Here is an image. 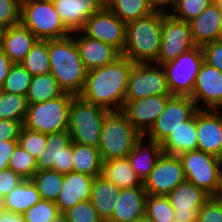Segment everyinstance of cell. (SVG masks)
<instances>
[{"mask_svg": "<svg viewBox=\"0 0 222 222\" xmlns=\"http://www.w3.org/2000/svg\"><path fill=\"white\" fill-rule=\"evenodd\" d=\"M120 191L121 189L103 176L98 175L94 178L90 201L104 222L112 217Z\"/></svg>", "mask_w": 222, "mask_h": 222, "instance_id": "4316f807", "label": "cell"}, {"mask_svg": "<svg viewBox=\"0 0 222 222\" xmlns=\"http://www.w3.org/2000/svg\"><path fill=\"white\" fill-rule=\"evenodd\" d=\"M82 32L89 38L113 46L122 54L126 42V24L107 6L87 20Z\"/></svg>", "mask_w": 222, "mask_h": 222, "instance_id": "9a60e30c", "label": "cell"}, {"mask_svg": "<svg viewBox=\"0 0 222 222\" xmlns=\"http://www.w3.org/2000/svg\"><path fill=\"white\" fill-rule=\"evenodd\" d=\"M145 216L152 222H175L174 208L167 196L147 195Z\"/></svg>", "mask_w": 222, "mask_h": 222, "instance_id": "8d00e7d4", "label": "cell"}, {"mask_svg": "<svg viewBox=\"0 0 222 222\" xmlns=\"http://www.w3.org/2000/svg\"><path fill=\"white\" fill-rule=\"evenodd\" d=\"M63 93L57 80L49 72L32 76L26 98L28 103H41L61 96Z\"/></svg>", "mask_w": 222, "mask_h": 222, "instance_id": "1f68e13d", "label": "cell"}, {"mask_svg": "<svg viewBox=\"0 0 222 222\" xmlns=\"http://www.w3.org/2000/svg\"><path fill=\"white\" fill-rule=\"evenodd\" d=\"M13 64L14 63L4 53L3 48L0 47V86H2Z\"/></svg>", "mask_w": 222, "mask_h": 222, "instance_id": "816d5d0a", "label": "cell"}, {"mask_svg": "<svg viewBox=\"0 0 222 222\" xmlns=\"http://www.w3.org/2000/svg\"><path fill=\"white\" fill-rule=\"evenodd\" d=\"M24 179L10 168L0 171V199L16 188Z\"/></svg>", "mask_w": 222, "mask_h": 222, "instance_id": "7dc6e473", "label": "cell"}, {"mask_svg": "<svg viewBox=\"0 0 222 222\" xmlns=\"http://www.w3.org/2000/svg\"><path fill=\"white\" fill-rule=\"evenodd\" d=\"M163 153L180 155L187 151L197 150L196 113L182 126L176 129L161 143Z\"/></svg>", "mask_w": 222, "mask_h": 222, "instance_id": "f1b7e54d", "label": "cell"}, {"mask_svg": "<svg viewBox=\"0 0 222 222\" xmlns=\"http://www.w3.org/2000/svg\"><path fill=\"white\" fill-rule=\"evenodd\" d=\"M22 127V121L0 119V141L17 140Z\"/></svg>", "mask_w": 222, "mask_h": 222, "instance_id": "c3c4849f", "label": "cell"}, {"mask_svg": "<svg viewBox=\"0 0 222 222\" xmlns=\"http://www.w3.org/2000/svg\"><path fill=\"white\" fill-rule=\"evenodd\" d=\"M204 62L201 46L181 54L163 66L171 95L190 96L198 72Z\"/></svg>", "mask_w": 222, "mask_h": 222, "instance_id": "ba28073f", "label": "cell"}, {"mask_svg": "<svg viewBox=\"0 0 222 222\" xmlns=\"http://www.w3.org/2000/svg\"><path fill=\"white\" fill-rule=\"evenodd\" d=\"M2 93H3V89H2V86H0V97H1Z\"/></svg>", "mask_w": 222, "mask_h": 222, "instance_id": "e7e4bbea", "label": "cell"}, {"mask_svg": "<svg viewBox=\"0 0 222 222\" xmlns=\"http://www.w3.org/2000/svg\"><path fill=\"white\" fill-rule=\"evenodd\" d=\"M148 2L153 12L170 14L178 0H148Z\"/></svg>", "mask_w": 222, "mask_h": 222, "instance_id": "f907efd6", "label": "cell"}, {"mask_svg": "<svg viewBox=\"0 0 222 222\" xmlns=\"http://www.w3.org/2000/svg\"><path fill=\"white\" fill-rule=\"evenodd\" d=\"M65 27L71 32H79L87 20L104 6L99 0H52Z\"/></svg>", "mask_w": 222, "mask_h": 222, "instance_id": "44dd1931", "label": "cell"}, {"mask_svg": "<svg viewBox=\"0 0 222 222\" xmlns=\"http://www.w3.org/2000/svg\"><path fill=\"white\" fill-rule=\"evenodd\" d=\"M49 62L52 76L64 93L79 96L84 88L87 70L80 58L72 34L48 40Z\"/></svg>", "mask_w": 222, "mask_h": 222, "instance_id": "7a4b0ae2", "label": "cell"}, {"mask_svg": "<svg viewBox=\"0 0 222 222\" xmlns=\"http://www.w3.org/2000/svg\"><path fill=\"white\" fill-rule=\"evenodd\" d=\"M216 158H217L218 164L220 165V168H221L222 167V147H221L219 153L216 155Z\"/></svg>", "mask_w": 222, "mask_h": 222, "instance_id": "6f0895ef", "label": "cell"}, {"mask_svg": "<svg viewBox=\"0 0 222 222\" xmlns=\"http://www.w3.org/2000/svg\"><path fill=\"white\" fill-rule=\"evenodd\" d=\"M134 222H152L150 219H148L146 216H143L137 220H135Z\"/></svg>", "mask_w": 222, "mask_h": 222, "instance_id": "680465c9", "label": "cell"}, {"mask_svg": "<svg viewBox=\"0 0 222 222\" xmlns=\"http://www.w3.org/2000/svg\"><path fill=\"white\" fill-rule=\"evenodd\" d=\"M31 181L37 187L41 199L56 202L63 189L64 174L55 170H43L36 172Z\"/></svg>", "mask_w": 222, "mask_h": 222, "instance_id": "d6a6232c", "label": "cell"}, {"mask_svg": "<svg viewBox=\"0 0 222 222\" xmlns=\"http://www.w3.org/2000/svg\"><path fill=\"white\" fill-rule=\"evenodd\" d=\"M167 197L174 208L175 222H197L198 211L211 198V195L185 180Z\"/></svg>", "mask_w": 222, "mask_h": 222, "instance_id": "e0dca14e", "label": "cell"}, {"mask_svg": "<svg viewBox=\"0 0 222 222\" xmlns=\"http://www.w3.org/2000/svg\"><path fill=\"white\" fill-rule=\"evenodd\" d=\"M161 47L155 64L164 65L186 53L196 45L193 42L189 22L162 13Z\"/></svg>", "mask_w": 222, "mask_h": 222, "instance_id": "7c38bea8", "label": "cell"}, {"mask_svg": "<svg viewBox=\"0 0 222 222\" xmlns=\"http://www.w3.org/2000/svg\"><path fill=\"white\" fill-rule=\"evenodd\" d=\"M2 208V202H1V199H0V209Z\"/></svg>", "mask_w": 222, "mask_h": 222, "instance_id": "03108f58", "label": "cell"}, {"mask_svg": "<svg viewBox=\"0 0 222 222\" xmlns=\"http://www.w3.org/2000/svg\"><path fill=\"white\" fill-rule=\"evenodd\" d=\"M162 13L132 20L126 24V42L122 56L133 63H155L161 47Z\"/></svg>", "mask_w": 222, "mask_h": 222, "instance_id": "3957f363", "label": "cell"}, {"mask_svg": "<svg viewBox=\"0 0 222 222\" xmlns=\"http://www.w3.org/2000/svg\"><path fill=\"white\" fill-rule=\"evenodd\" d=\"M134 64L121 55L112 63L87 71L84 88L79 96L109 111L122 110L128 77Z\"/></svg>", "mask_w": 222, "mask_h": 222, "instance_id": "6da1fadb", "label": "cell"}, {"mask_svg": "<svg viewBox=\"0 0 222 222\" xmlns=\"http://www.w3.org/2000/svg\"><path fill=\"white\" fill-rule=\"evenodd\" d=\"M40 194L31 179H24L2 200V209L23 215L26 210L40 201Z\"/></svg>", "mask_w": 222, "mask_h": 222, "instance_id": "f546056e", "label": "cell"}, {"mask_svg": "<svg viewBox=\"0 0 222 222\" xmlns=\"http://www.w3.org/2000/svg\"><path fill=\"white\" fill-rule=\"evenodd\" d=\"M147 192L144 186L121 189L112 217L107 222H134L145 216Z\"/></svg>", "mask_w": 222, "mask_h": 222, "instance_id": "603a6c76", "label": "cell"}, {"mask_svg": "<svg viewBox=\"0 0 222 222\" xmlns=\"http://www.w3.org/2000/svg\"><path fill=\"white\" fill-rule=\"evenodd\" d=\"M17 145V140L0 141V171L9 168L10 158Z\"/></svg>", "mask_w": 222, "mask_h": 222, "instance_id": "681fc988", "label": "cell"}, {"mask_svg": "<svg viewBox=\"0 0 222 222\" xmlns=\"http://www.w3.org/2000/svg\"><path fill=\"white\" fill-rule=\"evenodd\" d=\"M21 0H0V25L5 28L20 24Z\"/></svg>", "mask_w": 222, "mask_h": 222, "instance_id": "ee69618b", "label": "cell"}, {"mask_svg": "<svg viewBox=\"0 0 222 222\" xmlns=\"http://www.w3.org/2000/svg\"><path fill=\"white\" fill-rule=\"evenodd\" d=\"M162 153L163 150L160 143L141 135L134 143L127 158L134 172L144 182L154 169L156 161Z\"/></svg>", "mask_w": 222, "mask_h": 222, "instance_id": "cb8c5ba5", "label": "cell"}, {"mask_svg": "<svg viewBox=\"0 0 222 222\" xmlns=\"http://www.w3.org/2000/svg\"><path fill=\"white\" fill-rule=\"evenodd\" d=\"M178 157L186 180L211 196H216L220 177V165L216 156L197 149L184 152Z\"/></svg>", "mask_w": 222, "mask_h": 222, "instance_id": "9c48e42d", "label": "cell"}, {"mask_svg": "<svg viewBox=\"0 0 222 222\" xmlns=\"http://www.w3.org/2000/svg\"><path fill=\"white\" fill-rule=\"evenodd\" d=\"M94 177L79 172L64 174L63 189L55 204L59 212H65L79 202L91 199Z\"/></svg>", "mask_w": 222, "mask_h": 222, "instance_id": "7402d4cb", "label": "cell"}, {"mask_svg": "<svg viewBox=\"0 0 222 222\" xmlns=\"http://www.w3.org/2000/svg\"><path fill=\"white\" fill-rule=\"evenodd\" d=\"M197 111L198 108L190 96L172 95L164 111L144 136L161 144L171 132L190 120Z\"/></svg>", "mask_w": 222, "mask_h": 222, "instance_id": "8fae6325", "label": "cell"}, {"mask_svg": "<svg viewBox=\"0 0 222 222\" xmlns=\"http://www.w3.org/2000/svg\"><path fill=\"white\" fill-rule=\"evenodd\" d=\"M109 110L73 96L69 115L71 141L98 148L104 119Z\"/></svg>", "mask_w": 222, "mask_h": 222, "instance_id": "5b68a950", "label": "cell"}, {"mask_svg": "<svg viewBox=\"0 0 222 222\" xmlns=\"http://www.w3.org/2000/svg\"><path fill=\"white\" fill-rule=\"evenodd\" d=\"M38 39L21 23L6 28L2 48L13 63H21Z\"/></svg>", "mask_w": 222, "mask_h": 222, "instance_id": "484cf974", "label": "cell"}, {"mask_svg": "<svg viewBox=\"0 0 222 222\" xmlns=\"http://www.w3.org/2000/svg\"><path fill=\"white\" fill-rule=\"evenodd\" d=\"M185 180L179 157L162 153L143 186L148 195L167 196Z\"/></svg>", "mask_w": 222, "mask_h": 222, "instance_id": "4fadbf2b", "label": "cell"}, {"mask_svg": "<svg viewBox=\"0 0 222 222\" xmlns=\"http://www.w3.org/2000/svg\"><path fill=\"white\" fill-rule=\"evenodd\" d=\"M102 158L98 148L73 142V171L96 177L101 175Z\"/></svg>", "mask_w": 222, "mask_h": 222, "instance_id": "4dcf8cb0", "label": "cell"}, {"mask_svg": "<svg viewBox=\"0 0 222 222\" xmlns=\"http://www.w3.org/2000/svg\"><path fill=\"white\" fill-rule=\"evenodd\" d=\"M64 213L68 222H104L90 200L79 202Z\"/></svg>", "mask_w": 222, "mask_h": 222, "instance_id": "7bdbcfd3", "label": "cell"}, {"mask_svg": "<svg viewBox=\"0 0 222 222\" xmlns=\"http://www.w3.org/2000/svg\"><path fill=\"white\" fill-rule=\"evenodd\" d=\"M51 222H68L66 214L63 212H59L54 220Z\"/></svg>", "mask_w": 222, "mask_h": 222, "instance_id": "db71d44e", "label": "cell"}, {"mask_svg": "<svg viewBox=\"0 0 222 222\" xmlns=\"http://www.w3.org/2000/svg\"><path fill=\"white\" fill-rule=\"evenodd\" d=\"M222 11V10H221ZM220 40H222V17H221V25H220Z\"/></svg>", "mask_w": 222, "mask_h": 222, "instance_id": "6125c7cd", "label": "cell"}, {"mask_svg": "<svg viewBox=\"0 0 222 222\" xmlns=\"http://www.w3.org/2000/svg\"><path fill=\"white\" fill-rule=\"evenodd\" d=\"M197 222H222V202L219 198H211L198 211Z\"/></svg>", "mask_w": 222, "mask_h": 222, "instance_id": "f6af8a7d", "label": "cell"}, {"mask_svg": "<svg viewBox=\"0 0 222 222\" xmlns=\"http://www.w3.org/2000/svg\"><path fill=\"white\" fill-rule=\"evenodd\" d=\"M152 95H171L163 66L135 63L128 77L125 101H136Z\"/></svg>", "mask_w": 222, "mask_h": 222, "instance_id": "30bf717a", "label": "cell"}, {"mask_svg": "<svg viewBox=\"0 0 222 222\" xmlns=\"http://www.w3.org/2000/svg\"><path fill=\"white\" fill-rule=\"evenodd\" d=\"M215 197L219 198L220 201L222 202V195H216Z\"/></svg>", "mask_w": 222, "mask_h": 222, "instance_id": "be15d7a7", "label": "cell"}, {"mask_svg": "<svg viewBox=\"0 0 222 222\" xmlns=\"http://www.w3.org/2000/svg\"><path fill=\"white\" fill-rule=\"evenodd\" d=\"M17 143L37 160L46 149V133L36 132L22 127Z\"/></svg>", "mask_w": 222, "mask_h": 222, "instance_id": "ab89813d", "label": "cell"}, {"mask_svg": "<svg viewBox=\"0 0 222 222\" xmlns=\"http://www.w3.org/2000/svg\"><path fill=\"white\" fill-rule=\"evenodd\" d=\"M217 195H222V167L220 168L219 186L217 190Z\"/></svg>", "mask_w": 222, "mask_h": 222, "instance_id": "11a10c76", "label": "cell"}, {"mask_svg": "<svg viewBox=\"0 0 222 222\" xmlns=\"http://www.w3.org/2000/svg\"><path fill=\"white\" fill-rule=\"evenodd\" d=\"M20 23L38 40H51L72 34L64 25L52 0H21Z\"/></svg>", "mask_w": 222, "mask_h": 222, "instance_id": "8992f818", "label": "cell"}, {"mask_svg": "<svg viewBox=\"0 0 222 222\" xmlns=\"http://www.w3.org/2000/svg\"><path fill=\"white\" fill-rule=\"evenodd\" d=\"M213 3L222 10V0H213Z\"/></svg>", "mask_w": 222, "mask_h": 222, "instance_id": "91938a15", "label": "cell"}, {"mask_svg": "<svg viewBox=\"0 0 222 222\" xmlns=\"http://www.w3.org/2000/svg\"><path fill=\"white\" fill-rule=\"evenodd\" d=\"M172 95H152L136 101H124L122 111L128 121L141 134L145 135L164 111Z\"/></svg>", "mask_w": 222, "mask_h": 222, "instance_id": "ac0fdd59", "label": "cell"}, {"mask_svg": "<svg viewBox=\"0 0 222 222\" xmlns=\"http://www.w3.org/2000/svg\"><path fill=\"white\" fill-rule=\"evenodd\" d=\"M204 62L222 72V40L201 46Z\"/></svg>", "mask_w": 222, "mask_h": 222, "instance_id": "bcb514c9", "label": "cell"}, {"mask_svg": "<svg viewBox=\"0 0 222 222\" xmlns=\"http://www.w3.org/2000/svg\"><path fill=\"white\" fill-rule=\"evenodd\" d=\"M9 168L23 179H31L37 172L36 160L19 145L10 158Z\"/></svg>", "mask_w": 222, "mask_h": 222, "instance_id": "f35d334b", "label": "cell"}, {"mask_svg": "<svg viewBox=\"0 0 222 222\" xmlns=\"http://www.w3.org/2000/svg\"><path fill=\"white\" fill-rule=\"evenodd\" d=\"M107 7L125 24L153 12L148 0H111Z\"/></svg>", "mask_w": 222, "mask_h": 222, "instance_id": "836d02e7", "label": "cell"}, {"mask_svg": "<svg viewBox=\"0 0 222 222\" xmlns=\"http://www.w3.org/2000/svg\"><path fill=\"white\" fill-rule=\"evenodd\" d=\"M191 98L198 110H222V72L203 62Z\"/></svg>", "mask_w": 222, "mask_h": 222, "instance_id": "2e32d148", "label": "cell"}, {"mask_svg": "<svg viewBox=\"0 0 222 222\" xmlns=\"http://www.w3.org/2000/svg\"><path fill=\"white\" fill-rule=\"evenodd\" d=\"M101 176L119 189H129L143 185V182L132 169L128 158L103 161Z\"/></svg>", "mask_w": 222, "mask_h": 222, "instance_id": "83f0119b", "label": "cell"}, {"mask_svg": "<svg viewBox=\"0 0 222 222\" xmlns=\"http://www.w3.org/2000/svg\"><path fill=\"white\" fill-rule=\"evenodd\" d=\"M103 6H107L111 0H99Z\"/></svg>", "mask_w": 222, "mask_h": 222, "instance_id": "94428289", "label": "cell"}, {"mask_svg": "<svg viewBox=\"0 0 222 222\" xmlns=\"http://www.w3.org/2000/svg\"><path fill=\"white\" fill-rule=\"evenodd\" d=\"M32 75L21 63H14L2 84L3 92L26 96Z\"/></svg>", "mask_w": 222, "mask_h": 222, "instance_id": "74e56055", "label": "cell"}, {"mask_svg": "<svg viewBox=\"0 0 222 222\" xmlns=\"http://www.w3.org/2000/svg\"><path fill=\"white\" fill-rule=\"evenodd\" d=\"M80 58L87 71L114 62L121 53L113 46L86 36L82 31L72 33Z\"/></svg>", "mask_w": 222, "mask_h": 222, "instance_id": "ffe728a7", "label": "cell"}, {"mask_svg": "<svg viewBox=\"0 0 222 222\" xmlns=\"http://www.w3.org/2000/svg\"><path fill=\"white\" fill-rule=\"evenodd\" d=\"M28 109L26 96L3 92L0 97V119L22 121L24 123Z\"/></svg>", "mask_w": 222, "mask_h": 222, "instance_id": "d590c367", "label": "cell"}, {"mask_svg": "<svg viewBox=\"0 0 222 222\" xmlns=\"http://www.w3.org/2000/svg\"><path fill=\"white\" fill-rule=\"evenodd\" d=\"M0 222H25L24 215L0 209Z\"/></svg>", "mask_w": 222, "mask_h": 222, "instance_id": "f5cc1de1", "label": "cell"}, {"mask_svg": "<svg viewBox=\"0 0 222 222\" xmlns=\"http://www.w3.org/2000/svg\"><path fill=\"white\" fill-rule=\"evenodd\" d=\"M46 149L36 160L37 172L55 170L62 174L73 171V142L69 131L46 134Z\"/></svg>", "mask_w": 222, "mask_h": 222, "instance_id": "5bb4252c", "label": "cell"}, {"mask_svg": "<svg viewBox=\"0 0 222 222\" xmlns=\"http://www.w3.org/2000/svg\"><path fill=\"white\" fill-rule=\"evenodd\" d=\"M5 30H6V28L4 26L0 25V47H2Z\"/></svg>", "mask_w": 222, "mask_h": 222, "instance_id": "9f6ffc18", "label": "cell"}, {"mask_svg": "<svg viewBox=\"0 0 222 222\" xmlns=\"http://www.w3.org/2000/svg\"><path fill=\"white\" fill-rule=\"evenodd\" d=\"M59 213L58 206L53 201L40 199L23 214L25 222H51Z\"/></svg>", "mask_w": 222, "mask_h": 222, "instance_id": "b9f144b4", "label": "cell"}, {"mask_svg": "<svg viewBox=\"0 0 222 222\" xmlns=\"http://www.w3.org/2000/svg\"><path fill=\"white\" fill-rule=\"evenodd\" d=\"M212 3L213 0H178L170 15L178 20L190 22Z\"/></svg>", "mask_w": 222, "mask_h": 222, "instance_id": "60d3db41", "label": "cell"}, {"mask_svg": "<svg viewBox=\"0 0 222 222\" xmlns=\"http://www.w3.org/2000/svg\"><path fill=\"white\" fill-rule=\"evenodd\" d=\"M72 98L73 95L63 93L45 102L28 103L23 127L46 134L68 130Z\"/></svg>", "mask_w": 222, "mask_h": 222, "instance_id": "52a82bcc", "label": "cell"}, {"mask_svg": "<svg viewBox=\"0 0 222 222\" xmlns=\"http://www.w3.org/2000/svg\"><path fill=\"white\" fill-rule=\"evenodd\" d=\"M141 134L122 110L109 111L104 119L98 146L102 161L127 158Z\"/></svg>", "mask_w": 222, "mask_h": 222, "instance_id": "277c9868", "label": "cell"}, {"mask_svg": "<svg viewBox=\"0 0 222 222\" xmlns=\"http://www.w3.org/2000/svg\"><path fill=\"white\" fill-rule=\"evenodd\" d=\"M221 17L222 11L212 3L189 22L191 36L196 46L220 40Z\"/></svg>", "mask_w": 222, "mask_h": 222, "instance_id": "d4e9b609", "label": "cell"}, {"mask_svg": "<svg viewBox=\"0 0 222 222\" xmlns=\"http://www.w3.org/2000/svg\"><path fill=\"white\" fill-rule=\"evenodd\" d=\"M32 76L46 74L51 71L48 52V40H37L30 52L21 62Z\"/></svg>", "mask_w": 222, "mask_h": 222, "instance_id": "e575fe53", "label": "cell"}, {"mask_svg": "<svg viewBox=\"0 0 222 222\" xmlns=\"http://www.w3.org/2000/svg\"><path fill=\"white\" fill-rule=\"evenodd\" d=\"M196 130L197 149L216 156L222 147L221 110H198Z\"/></svg>", "mask_w": 222, "mask_h": 222, "instance_id": "d6986e66", "label": "cell"}]
</instances>
